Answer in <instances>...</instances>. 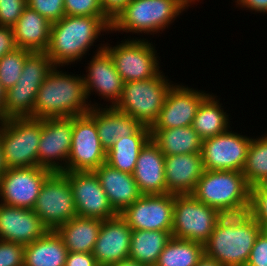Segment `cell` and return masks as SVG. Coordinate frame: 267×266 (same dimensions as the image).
I'll list each match as a JSON object with an SVG mask.
<instances>
[{
  "mask_svg": "<svg viewBox=\"0 0 267 266\" xmlns=\"http://www.w3.org/2000/svg\"><path fill=\"white\" fill-rule=\"evenodd\" d=\"M111 26L112 20L108 16L65 15L59 21L51 23L50 42L45 52L54 66L66 68L72 64L74 67L75 63H80L87 55H91L89 50L94 46L97 51L104 49L106 42L99 40L111 33Z\"/></svg>",
  "mask_w": 267,
  "mask_h": 266,
  "instance_id": "obj_1",
  "label": "cell"
},
{
  "mask_svg": "<svg viewBox=\"0 0 267 266\" xmlns=\"http://www.w3.org/2000/svg\"><path fill=\"white\" fill-rule=\"evenodd\" d=\"M63 68L54 66L47 74L37 93L33 118L80 116L92 108L86 96L81 71L75 75L76 72L69 73Z\"/></svg>",
  "mask_w": 267,
  "mask_h": 266,
  "instance_id": "obj_2",
  "label": "cell"
},
{
  "mask_svg": "<svg viewBox=\"0 0 267 266\" xmlns=\"http://www.w3.org/2000/svg\"><path fill=\"white\" fill-rule=\"evenodd\" d=\"M194 5L192 0H130L112 21L110 34L116 33L117 36V33L123 35L125 32V38L129 33L127 39H150L156 34L159 37L165 29L174 25L184 11L186 13ZM146 35L153 37L148 38Z\"/></svg>",
  "mask_w": 267,
  "mask_h": 266,
  "instance_id": "obj_3",
  "label": "cell"
},
{
  "mask_svg": "<svg viewBox=\"0 0 267 266\" xmlns=\"http://www.w3.org/2000/svg\"><path fill=\"white\" fill-rule=\"evenodd\" d=\"M262 230L249 212L222 215L204 243V254L223 266H245Z\"/></svg>",
  "mask_w": 267,
  "mask_h": 266,
  "instance_id": "obj_4",
  "label": "cell"
},
{
  "mask_svg": "<svg viewBox=\"0 0 267 266\" xmlns=\"http://www.w3.org/2000/svg\"><path fill=\"white\" fill-rule=\"evenodd\" d=\"M222 215L249 211L251 186L242 172L204 170L191 194Z\"/></svg>",
  "mask_w": 267,
  "mask_h": 266,
  "instance_id": "obj_5",
  "label": "cell"
},
{
  "mask_svg": "<svg viewBox=\"0 0 267 266\" xmlns=\"http://www.w3.org/2000/svg\"><path fill=\"white\" fill-rule=\"evenodd\" d=\"M165 74L162 71L154 78L125 82L121 98L114 107L151 128L159 117L168 91L175 83Z\"/></svg>",
  "mask_w": 267,
  "mask_h": 266,
  "instance_id": "obj_6",
  "label": "cell"
},
{
  "mask_svg": "<svg viewBox=\"0 0 267 266\" xmlns=\"http://www.w3.org/2000/svg\"><path fill=\"white\" fill-rule=\"evenodd\" d=\"M41 119L13 117L0 123V144L7 169L38 166Z\"/></svg>",
  "mask_w": 267,
  "mask_h": 266,
  "instance_id": "obj_7",
  "label": "cell"
},
{
  "mask_svg": "<svg viewBox=\"0 0 267 266\" xmlns=\"http://www.w3.org/2000/svg\"><path fill=\"white\" fill-rule=\"evenodd\" d=\"M109 41L105 43L104 49L112 57L124 83L154 78L163 71L159 53L151 39L125 38L115 45Z\"/></svg>",
  "mask_w": 267,
  "mask_h": 266,
  "instance_id": "obj_8",
  "label": "cell"
},
{
  "mask_svg": "<svg viewBox=\"0 0 267 266\" xmlns=\"http://www.w3.org/2000/svg\"><path fill=\"white\" fill-rule=\"evenodd\" d=\"M54 67L46 52H31L24 63L17 83L6 91L5 120L31 117L40 86Z\"/></svg>",
  "mask_w": 267,
  "mask_h": 266,
  "instance_id": "obj_9",
  "label": "cell"
},
{
  "mask_svg": "<svg viewBox=\"0 0 267 266\" xmlns=\"http://www.w3.org/2000/svg\"><path fill=\"white\" fill-rule=\"evenodd\" d=\"M222 214L192 195H175L172 237L204 244Z\"/></svg>",
  "mask_w": 267,
  "mask_h": 266,
  "instance_id": "obj_10",
  "label": "cell"
},
{
  "mask_svg": "<svg viewBox=\"0 0 267 266\" xmlns=\"http://www.w3.org/2000/svg\"><path fill=\"white\" fill-rule=\"evenodd\" d=\"M48 230L77 216L73 192L63 172H52L44 181L32 209Z\"/></svg>",
  "mask_w": 267,
  "mask_h": 266,
  "instance_id": "obj_11",
  "label": "cell"
},
{
  "mask_svg": "<svg viewBox=\"0 0 267 266\" xmlns=\"http://www.w3.org/2000/svg\"><path fill=\"white\" fill-rule=\"evenodd\" d=\"M233 128L202 141L204 170L242 172L252 137Z\"/></svg>",
  "mask_w": 267,
  "mask_h": 266,
  "instance_id": "obj_12",
  "label": "cell"
},
{
  "mask_svg": "<svg viewBox=\"0 0 267 266\" xmlns=\"http://www.w3.org/2000/svg\"><path fill=\"white\" fill-rule=\"evenodd\" d=\"M94 54V55H93ZM86 59L85 73L82 72V76L85 84V92L87 99L91 107L115 106L119 101L123 91L124 82L117 72L114 62L110 54L105 50H95L91 57ZM87 73V74H86ZM99 96L100 100L103 99V103H97V101H91L90 96Z\"/></svg>",
  "mask_w": 267,
  "mask_h": 266,
  "instance_id": "obj_13",
  "label": "cell"
},
{
  "mask_svg": "<svg viewBox=\"0 0 267 266\" xmlns=\"http://www.w3.org/2000/svg\"><path fill=\"white\" fill-rule=\"evenodd\" d=\"M72 134L73 117L41 119L38 166L52 172H66Z\"/></svg>",
  "mask_w": 267,
  "mask_h": 266,
  "instance_id": "obj_14",
  "label": "cell"
},
{
  "mask_svg": "<svg viewBox=\"0 0 267 266\" xmlns=\"http://www.w3.org/2000/svg\"><path fill=\"white\" fill-rule=\"evenodd\" d=\"M106 162L95 121L88 115L73 116L72 143L66 172L95 171Z\"/></svg>",
  "mask_w": 267,
  "mask_h": 266,
  "instance_id": "obj_15",
  "label": "cell"
},
{
  "mask_svg": "<svg viewBox=\"0 0 267 266\" xmlns=\"http://www.w3.org/2000/svg\"><path fill=\"white\" fill-rule=\"evenodd\" d=\"M51 173L39 166L6 169L0 177V203L33 209L41 187Z\"/></svg>",
  "mask_w": 267,
  "mask_h": 266,
  "instance_id": "obj_16",
  "label": "cell"
},
{
  "mask_svg": "<svg viewBox=\"0 0 267 266\" xmlns=\"http://www.w3.org/2000/svg\"><path fill=\"white\" fill-rule=\"evenodd\" d=\"M173 194L142 195L119 215L132 230L172 231Z\"/></svg>",
  "mask_w": 267,
  "mask_h": 266,
  "instance_id": "obj_17",
  "label": "cell"
},
{
  "mask_svg": "<svg viewBox=\"0 0 267 266\" xmlns=\"http://www.w3.org/2000/svg\"><path fill=\"white\" fill-rule=\"evenodd\" d=\"M71 186L77 216L101 220L115 217L108 196L94 171L63 172Z\"/></svg>",
  "mask_w": 267,
  "mask_h": 266,
  "instance_id": "obj_18",
  "label": "cell"
},
{
  "mask_svg": "<svg viewBox=\"0 0 267 266\" xmlns=\"http://www.w3.org/2000/svg\"><path fill=\"white\" fill-rule=\"evenodd\" d=\"M184 83H174L168 91L157 121L150 129L191 126L201 102L210 94Z\"/></svg>",
  "mask_w": 267,
  "mask_h": 266,
  "instance_id": "obj_19",
  "label": "cell"
},
{
  "mask_svg": "<svg viewBox=\"0 0 267 266\" xmlns=\"http://www.w3.org/2000/svg\"><path fill=\"white\" fill-rule=\"evenodd\" d=\"M132 229L117 214L105 219L95 243L93 255L99 266H109L129 258Z\"/></svg>",
  "mask_w": 267,
  "mask_h": 266,
  "instance_id": "obj_20",
  "label": "cell"
},
{
  "mask_svg": "<svg viewBox=\"0 0 267 266\" xmlns=\"http://www.w3.org/2000/svg\"><path fill=\"white\" fill-rule=\"evenodd\" d=\"M48 231L32 209L0 203V240L26 246Z\"/></svg>",
  "mask_w": 267,
  "mask_h": 266,
  "instance_id": "obj_21",
  "label": "cell"
},
{
  "mask_svg": "<svg viewBox=\"0 0 267 266\" xmlns=\"http://www.w3.org/2000/svg\"><path fill=\"white\" fill-rule=\"evenodd\" d=\"M203 172L201 153L165 156L166 194L191 195Z\"/></svg>",
  "mask_w": 267,
  "mask_h": 266,
  "instance_id": "obj_22",
  "label": "cell"
},
{
  "mask_svg": "<svg viewBox=\"0 0 267 266\" xmlns=\"http://www.w3.org/2000/svg\"><path fill=\"white\" fill-rule=\"evenodd\" d=\"M132 175L142 195L166 194L165 155L151 138L140 150Z\"/></svg>",
  "mask_w": 267,
  "mask_h": 266,
  "instance_id": "obj_23",
  "label": "cell"
},
{
  "mask_svg": "<svg viewBox=\"0 0 267 266\" xmlns=\"http://www.w3.org/2000/svg\"><path fill=\"white\" fill-rule=\"evenodd\" d=\"M96 123L102 147L107 152L122 137L133 135L142 125L114 106L92 107L87 113Z\"/></svg>",
  "mask_w": 267,
  "mask_h": 266,
  "instance_id": "obj_24",
  "label": "cell"
},
{
  "mask_svg": "<svg viewBox=\"0 0 267 266\" xmlns=\"http://www.w3.org/2000/svg\"><path fill=\"white\" fill-rule=\"evenodd\" d=\"M94 172L112 208L118 214L142 196L132 174L119 171L106 162Z\"/></svg>",
  "mask_w": 267,
  "mask_h": 266,
  "instance_id": "obj_25",
  "label": "cell"
},
{
  "mask_svg": "<svg viewBox=\"0 0 267 266\" xmlns=\"http://www.w3.org/2000/svg\"><path fill=\"white\" fill-rule=\"evenodd\" d=\"M51 22L28 5L12 27L17 48L45 52L50 42Z\"/></svg>",
  "mask_w": 267,
  "mask_h": 266,
  "instance_id": "obj_26",
  "label": "cell"
},
{
  "mask_svg": "<svg viewBox=\"0 0 267 266\" xmlns=\"http://www.w3.org/2000/svg\"><path fill=\"white\" fill-rule=\"evenodd\" d=\"M101 219L75 216L56 231L68 252L92 253L102 225Z\"/></svg>",
  "mask_w": 267,
  "mask_h": 266,
  "instance_id": "obj_27",
  "label": "cell"
},
{
  "mask_svg": "<svg viewBox=\"0 0 267 266\" xmlns=\"http://www.w3.org/2000/svg\"><path fill=\"white\" fill-rule=\"evenodd\" d=\"M220 100L216 94L211 92L198 107L191 126L202 140L226 132L233 123L230 121L233 119L231 114L227 113L228 110L222 102L220 103Z\"/></svg>",
  "mask_w": 267,
  "mask_h": 266,
  "instance_id": "obj_28",
  "label": "cell"
},
{
  "mask_svg": "<svg viewBox=\"0 0 267 266\" xmlns=\"http://www.w3.org/2000/svg\"><path fill=\"white\" fill-rule=\"evenodd\" d=\"M150 138L165 156L202 151L203 140L192 126L150 129Z\"/></svg>",
  "mask_w": 267,
  "mask_h": 266,
  "instance_id": "obj_29",
  "label": "cell"
},
{
  "mask_svg": "<svg viewBox=\"0 0 267 266\" xmlns=\"http://www.w3.org/2000/svg\"><path fill=\"white\" fill-rule=\"evenodd\" d=\"M68 250L56 230L24 246V266H65Z\"/></svg>",
  "mask_w": 267,
  "mask_h": 266,
  "instance_id": "obj_30",
  "label": "cell"
},
{
  "mask_svg": "<svg viewBox=\"0 0 267 266\" xmlns=\"http://www.w3.org/2000/svg\"><path fill=\"white\" fill-rule=\"evenodd\" d=\"M150 139V128L141 126L133 135L122 137L106 152V163L132 174L142 147Z\"/></svg>",
  "mask_w": 267,
  "mask_h": 266,
  "instance_id": "obj_31",
  "label": "cell"
},
{
  "mask_svg": "<svg viewBox=\"0 0 267 266\" xmlns=\"http://www.w3.org/2000/svg\"><path fill=\"white\" fill-rule=\"evenodd\" d=\"M171 238V231L132 230L129 259L155 266Z\"/></svg>",
  "mask_w": 267,
  "mask_h": 266,
  "instance_id": "obj_32",
  "label": "cell"
},
{
  "mask_svg": "<svg viewBox=\"0 0 267 266\" xmlns=\"http://www.w3.org/2000/svg\"><path fill=\"white\" fill-rule=\"evenodd\" d=\"M204 255V244L172 237L155 266H196Z\"/></svg>",
  "mask_w": 267,
  "mask_h": 266,
  "instance_id": "obj_33",
  "label": "cell"
},
{
  "mask_svg": "<svg viewBox=\"0 0 267 266\" xmlns=\"http://www.w3.org/2000/svg\"><path fill=\"white\" fill-rule=\"evenodd\" d=\"M261 135V136H260ZM252 136L242 170L247 183L252 187L267 175V131Z\"/></svg>",
  "mask_w": 267,
  "mask_h": 266,
  "instance_id": "obj_34",
  "label": "cell"
},
{
  "mask_svg": "<svg viewBox=\"0 0 267 266\" xmlns=\"http://www.w3.org/2000/svg\"><path fill=\"white\" fill-rule=\"evenodd\" d=\"M31 52L29 49L16 48L0 58V82L6 91L19 80L26 58Z\"/></svg>",
  "mask_w": 267,
  "mask_h": 266,
  "instance_id": "obj_35",
  "label": "cell"
},
{
  "mask_svg": "<svg viewBox=\"0 0 267 266\" xmlns=\"http://www.w3.org/2000/svg\"><path fill=\"white\" fill-rule=\"evenodd\" d=\"M66 16H107L100 0H64Z\"/></svg>",
  "mask_w": 267,
  "mask_h": 266,
  "instance_id": "obj_36",
  "label": "cell"
},
{
  "mask_svg": "<svg viewBox=\"0 0 267 266\" xmlns=\"http://www.w3.org/2000/svg\"><path fill=\"white\" fill-rule=\"evenodd\" d=\"M27 5L51 23L65 16L64 0H27Z\"/></svg>",
  "mask_w": 267,
  "mask_h": 266,
  "instance_id": "obj_37",
  "label": "cell"
},
{
  "mask_svg": "<svg viewBox=\"0 0 267 266\" xmlns=\"http://www.w3.org/2000/svg\"><path fill=\"white\" fill-rule=\"evenodd\" d=\"M27 6V0H0V26L13 27Z\"/></svg>",
  "mask_w": 267,
  "mask_h": 266,
  "instance_id": "obj_38",
  "label": "cell"
},
{
  "mask_svg": "<svg viewBox=\"0 0 267 266\" xmlns=\"http://www.w3.org/2000/svg\"><path fill=\"white\" fill-rule=\"evenodd\" d=\"M24 246L0 240V266H23Z\"/></svg>",
  "mask_w": 267,
  "mask_h": 266,
  "instance_id": "obj_39",
  "label": "cell"
},
{
  "mask_svg": "<svg viewBox=\"0 0 267 266\" xmlns=\"http://www.w3.org/2000/svg\"><path fill=\"white\" fill-rule=\"evenodd\" d=\"M248 212L263 230H267V192H251Z\"/></svg>",
  "mask_w": 267,
  "mask_h": 266,
  "instance_id": "obj_40",
  "label": "cell"
},
{
  "mask_svg": "<svg viewBox=\"0 0 267 266\" xmlns=\"http://www.w3.org/2000/svg\"><path fill=\"white\" fill-rule=\"evenodd\" d=\"M245 266H267V230L257 236Z\"/></svg>",
  "mask_w": 267,
  "mask_h": 266,
  "instance_id": "obj_41",
  "label": "cell"
},
{
  "mask_svg": "<svg viewBox=\"0 0 267 266\" xmlns=\"http://www.w3.org/2000/svg\"><path fill=\"white\" fill-rule=\"evenodd\" d=\"M65 266H99L93 253L68 252Z\"/></svg>",
  "mask_w": 267,
  "mask_h": 266,
  "instance_id": "obj_42",
  "label": "cell"
},
{
  "mask_svg": "<svg viewBox=\"0 0 267 266\" xmlns=\"http://www.w3.org/2000/svg\"><path fill=\"white\" fill-rule=\"evenodd\" d=\"M235 2L236 8L241 9L246 12H250L252 14H263V16L267 15V0H232Z\"/></svg>",
  "mask_w": 267,
  "mask_h": 266,
  "instance_id": "obj_43",
  "label": "cell"
},
{
  "mask_svg": "<svg viewBox=\"0 0 267 266\" xmlns=\"http://www.w3.org/2000/svg\"><path fill=\"white\" fill-rule=\"evenodd\" d=\"M17 48L11 27L0 26V58Z\"/></svg>",
  "mask_w": 267,
  "mask_h": 266,
  "instance_id": "obj_44",
  "label": "cell"
},
{
  "mask_svg": "<svg viewBox=\"0 0 267 266\" xmlns=\"http://www.w3.org/2000/svg\"><path fill=\"white\" fill-rule=\"evenodd\" d=\"M130 0H100L104 13L113 21Z\"/></svg>",
  "mask_w": 267,
  "mask_h": 266,
  "instance_id": "obj_45",
  "label": "cell"
},
{
  "mask_svg": "<svg viewBox=\"0 0 267 266\" xmlns=\"http://www.w3.org/2000/svg\"><path fill=\"white\" fill-rule=\"evenodd\" d=\"M5 96L6 90L0 82V123L5 121Z\"/></svg>",
  "mask_w": 267,
  "mask_h": 266,
  "instance_id": "obj_46",
  "label": "cell"
},
{
  "mask_svg": "<svg viewBox=\"0 0 267 266\" xmlns=\"http://www.w3.org/2000/svg\"><path fill=\"white\" fill-rule=\"evenodd\" d=\"M196 266H223L222 264L218 263L211 257L206 256L205 254L200 258L199 262Z\"/></svg>",
  "mask_w": 267,
  "mask_h": 266,
  "instance_id": "obj_47",
  "label": "cell"
},
{
  "mask_svg": "<svg viewBox=\"0 0 267 266\" xmlns=\"http://www.w3.org/2000/svg\"><path fill=\"white\" fill-rule=\"evenodd\" d=\"M251 192H267V175L259 183L251 187Z\"/></svg>",
  "mask_w": 267,
  "mask_h": 266,
  "instance_id": "obj_48",
  "label": "cell"
},
{
  "mask_svg": "<svg viewBox=\"0 0 267 266\" xmlns=\"http://www.w3.org/2000/svg\"><path fill=\"white\" fill-rule=\"evenodd\" d=\"M109 266H146V265L128 258V259L121 260L117 263L111 264Z\"/></svg>",
  "mask_w": 267,
  "mask_h": 266,
  "instance_id": "obj_49",
  "label": "cell"
},
{
  "mask_svg": "<svg viewBox=\"0 0 267 266\" xmlns=\"http://www.w3.org/2000/svg\"><path fill=\"white\" fill-rule=\"evenodd\" d=\"M6 165L4 162L3 154H2V146L0 144V177L4 174L6 171Z\"/></svg>",
  "mask_w": 267,
  "mask_h": 266,
  "instance_id": "obj_50",
  "label": "cell"
},
{
  "mask_svg": "<svg viewBox=\"0 0 267 266\" xmlns=\"http://www.w3.org/2000/svg\"><path fill=\"white\" fill-rule=\"evenodd\" d=\"M195 4H197V3H199L200 2V4H201V2H203L202 0L200 1V0H192Z\"/></svg>",
  "mask_w": 267,
  "mask_h": 266,
  "instance_id": "obj_51",
  "label": "cell"
}]
</instances>
